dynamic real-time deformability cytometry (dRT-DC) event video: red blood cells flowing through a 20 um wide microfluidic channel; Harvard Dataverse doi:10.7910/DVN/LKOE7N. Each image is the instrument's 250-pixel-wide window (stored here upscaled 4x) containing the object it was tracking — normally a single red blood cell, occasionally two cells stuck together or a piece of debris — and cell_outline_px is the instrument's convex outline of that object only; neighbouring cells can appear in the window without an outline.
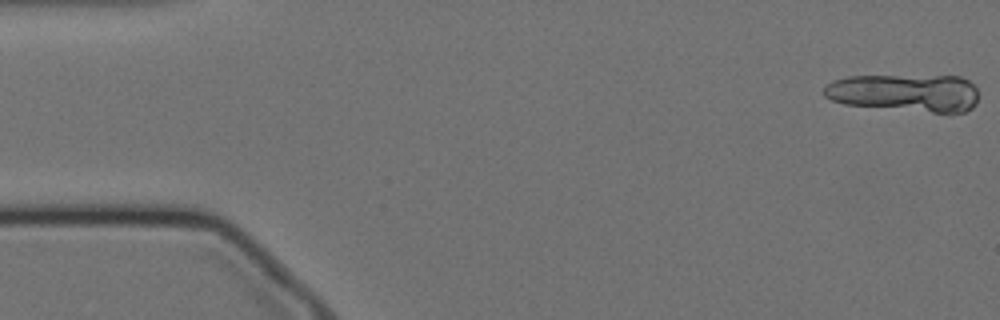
{"species": "Egyptian fruit bat (a non-hibernating species)", "species_latin": "Rousettus aegyptiacus", "temperature_condition": "cold", "stored_images_in_passage": 27, "segment_of_instrument_passage": [1, 2], "camera_frame_rate_fps": 3000, "um_per_image_px": 0.085, "animal": {"sex": "female"}, "frame": {"image": 1, "passage_image": 1, "time_ms": 0.0, "image_size_px": [1000, 320], "cell_outline_px": [[976, 104], [972, 108], [964, 112], [932, 112], [844, 104], [832, 100], [824, 96], [824, 88], [832, 80], [848, 76], [960, 76], [968, 80], [976, 88]], "centroid_in_image_um": [76.92, 7.88], "position_along_channel_um": 8.1, "area_um2": 33.76}}